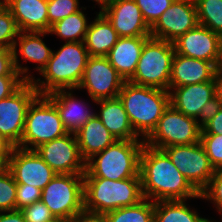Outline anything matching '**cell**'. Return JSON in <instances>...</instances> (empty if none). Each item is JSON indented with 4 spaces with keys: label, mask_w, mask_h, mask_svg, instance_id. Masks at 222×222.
I'll return each instance as SVG.
<instances>
[{
    "label": "cell",
    "mask_w": 222,
    "mask_h": 222,
    "mask_svg": "<svg viewBox=\"0 0 222 222\" xmlns=\"http://www.w3.org/2000/svg\"><path fill=\"white\" fill-rule=\"evenodd\" d=\"M20 211L23 213L25 222H57L49 208L41 200L25 206Z\"/></svg>",
    "instance_id": "37"
},
{
    "label": "cell",
    "mask_w": 222,
    "mask_h": 222,
    "mask_svg": "<svg viewBox=\"0 0 222 222\" xmlns=\"http://www.w3.org/2000/svg\"><path fill=\"white\" fill-rule=\"evenodd\" d=\"M203 145L212 167L222 169V134H201Z\"/></svg>",
    "instance_id": "35"
},
{
    "label": "cell",
    "mask_w": 222,
    "mask_h": 222,
    "mask_svg": "<svg viewBox=\"0 0 222 222\" xmlns=\"http://www.w3.org/2000/svg\"><path fill=\"white\" fill-rule=\"evenodd\" d=\"M144 140H116L86 161L84 178L118 181L140 177V155Z\"/></svg>",
    "instance_id": "4"
},
{
    "label": "cell",
    "mask_w": 222,
    "mask_h": 222,
    "mask_svg": "<svg viewBox=\"0 0 222 222\" xmlns=\"http://www.w3.org/2000/svg\"><path fill=\"white\" fill-rule=\"evenodd\" d=\"M42 190L27 184H17V210L41 200Z\"/></svg>",
    "instance_id": "38"
},
{
    "label": "cell",
    "mask_w": 222,
    "mask_h": 222,
    "mask_svg": "<svg viewBox=\"0 0 222 222\" xmlns=\"http://www.w3.org/2000/svg\"><path fill=\"white\" fill-rule=\"evenodd\" d=\"M26 81L22 76H2L0 77V100L11 96Z\"/></svg>",
    "instance_id": "40"
},
{
    "label": "cell",
    "mask_w": 222,
    "mask_h": 222,
    "mask_svg": "<svg viewBox=\"0 0 222 222\" xmlns=\"http://www.w3.org/2000/svg\"><path fill=\"white\" fill-rule=\"evenodd\" d=\"M200 194L201 199L211 201L222 216V169L215 170L209 184Z\"/></svg>",
    "instance_id": "36"
},
{
    "label": "cell",
    "mask_w": 222,
    "mask_h": 222,
    "mask_svg": "<svg viewBox=\"0 0 222 222\" xmlns=\"http://www.w3.org/2000/svg\"><path fill=\"white\" fill-rule=\"evenodd\" d=\"M194 0H174L150 28L152 38L173 43L198 25Z\"/></svg>",
    "instance_id": "14"
},
{
    "label": "cell",
    "mask_w": 222,
    "mask_h": 222,
    "mask_svg": "<svg viewBox=\"0 0 222 222\" xmlns=\"http://www.w3.org/2000/svg\"><path fill=\"white\" fill-rule=\"evenodd\" d=\"M99 8L119 37L151 36L150 27L134 0H108Z\"/></svg>",
    "instance_id": "17"
},
{
    "label": "cell",
    "mask_w": 222,
    "mask_h": 222,
    "mask_svg": "<svg viewBox=\"0 0 222 222\" xmlns=\"http://www.w3.org/2000/svg\"><path fill=\"white\" fill-rule=\"evenodd\" d=\"M100 105V112L96 116L113 135L116 140H143L132 128L122 101L117 98L95 101Z\"/></svg>",
    "instance_id": "24"
},
{
    "label": "cell",
    "mask_w": 222,
    "mask_h": 222,
    "mask_svg": "<svg viewBox=\"0 0 222 222\" xmlns=\"http://www.w3.org/2000/svg\"><path fill=\"white\" fill-rule=\"evenodd\" d=\"M216 70L217 68L209 61L175 53L169 89L211 81L215 76Z\"/></svg>",
    "instance_id": "22"
},
{
    "label": "cell",
    "mask_w": 222,
    "mask_h": 222,
    "mask_svg": "<svg viewBox=\"0 0 222 222\" xmlns=\"http://www.w3.org/2000/svg\"><path fill=\"white\" fill-rule=\"evenodd\" d=\"M201 131L196 119L169 105L144 144L160 150L174 145H191L200 142Z\"/></svg>",
    "instance_id": "9"
},
{
    "label": "cell",
    "mask_w": 222,
    "mask_h": 222,
    "mask_svg": "<svg viewBox=\"0 0 222 222\" xmlns=\"http://www.w3.org/2000/svg\"><path fill=\"white\" fill-rule=\"evenodd\" d=\"M150 37H119L107 54V59L125 81L134 75L144 43Z\"/></svg>",
    "instance_id": "23"
},
{
    "label": "cell",
    "mask_w": 222,
    "mask_h": 222,
    "mask_svg": "<svg viewBox=\"0 0 222 222\" xmlns=\"http://www.w3.org/2000/svg\"><path fill=\"white\" fill-rule=\"evenodd\" d=\"M88 51L84 42H65L59 50L52 51L51 58L41 71V78L31 82L39 95H46L55 90H77L84 75Z\"/></svg>",
    "instance_id": "2"
},
{
    "label": "cell",
    "mask_w": 222,
    "mask_h": 222,
    "mask_svg": "<svg viewBox=\"0 0 222 222\" xmlns=\"http://www.w3.org/2000/svg\"><path fill=\"white\" fill-rule=\"evenodd\" d=\"M70 222H105L103 215L83 211L75 216Z\"/></svg>",
    "instance_id": "44"
},
{
    "label": "cell",
    "mask_w": 222,
    "mask_h": 222,
    "mask_svg": "<svg viewBox=\"0 0 222 222\" xmlns=\"http://www.w3.org/2000/svg\"><path fill=\"white\" fill-rule=\"evenodd\" d=\"M41 201L57 220L70 222L84 211V174H57L42 190Z\"/></svg>",
    "instance_id": "8"
},
{
    "label": "cell",
    "mask_w": 222,
    "mask_h": 222,
    "mask_svg": "<svg viewBox=\"0 0 222 222\" xmlns=\"http://www.w3.org/2000/svg\"><path fill=\"white\" fill-rule=\"evenodd\" d=\"M75 135L81 156L85 161L116 141L96 115L85 123Z\"/></svg>",
    "instance_id": "25"
},
{
    "label": "cell",
    "mask_w": 222,
    "mask_h": 222,
    "mask_svg": "<svg viewBox=\"0 0 222 222\" xmlns=\"http://www.w3.org/2000/svg\"><path fill=\"white\" fill-rule=\"evenodd\" d=\"M79 0H47L49 30L51 25L65 17L80 11Z\"/></svg>",
    "instance_id": "33"
},
{
    "label": "cell",
    "mask_w": 222,
    "mask_h": 222,
    "mask_svg": "<svg viewBox=\"0 0 222 222\" xmlns=\"http://www.w3.org/2000/svg\"><path fill=\"white\" fill-rule=\"evenodd\" d=\"M140 177L118 181L84 178V211L104 215L143 200Z\"/></svg>",
    "instance_id": "5"
},
{
    "label": "cell",
    "mask_w": 222,
    "mask_h": 222,
    "mask_svg": "<svg viewBox=\"0 0 222 222\" xmlns=\"http://www.w3.org/2000/svg\"><path fill=\"white\" fill-rule=\"evenodd\" d=\"M141 10L143 19L151 28L161 14L171 6L174 0H134Z\"/></svg>",
    "instance_id": "34"
},
{
    "label": "cell",
    "mask_w": 222,
    "mask_h": 222,
    "mask_svg": "<svg viewBox=\"0 0 222 222\" xmlns=\"http://www.w3.org/2000/svg\"><path fill=\"white\" fill-rule=\"evenodd\" d=\"M105 222H154V202L144 198L133 206H126L103 215Z\"/></svg>",
    "instance_id": "29"
},
{
    "label": "cell",
    "mask_w": 222,
    "mask_h": 222,
    "mask_svg": "<svg viewBox=\"0 0 222 222\" xmlns=\"http://www.w3.org/2000/svg\"><path fill=\"white\" fill-rule=\"evenodd\" d=\"M85 9L86 7H83L80 11L51 25L49 34H55L65 42H84L89 25V19L82 11Z\"/></svg>",
    "instance_id": "28"
},
{
    "label": "cell",
    "mask_w": 222,
    "mask_h": 222,
    "mask_svg": "<svg viewBox=\"0 0 222 222\" xmlns=\"http://www.w3.org/2000/svg\"><path fill=\"white\" fill-rule=\"evenodd\" d=\"M198 23L222 37V0H194Z\"/></svg>",
    "instance_id": "30"
},
{
    "label": "cell",
    "mask_w": 222,
    "mask_h": 222,
    "mask_svg": "<svg viewBox=\"0 0 222 222\" xmlns=\"http://www.w3.org/2000/svg\"><path fill=\"white\" fill-rule=\"evenodd\" d=\"M0 222H25V218L20 210L0 211Z\"/></svg>",
    "instance_id": "43"
},
{
    "label": "cell",
    "mask_w": 222,
    "mask_h": 222,
    "mask_svg": "<svg viewBox=\"0 0 222 222\" xmlns=\"http://www.w3.org/2000/svg\"><path fill=\"white\" fill-rule=\"evenodd\" d=\"M218 69L222 71V41H221V59L218 65Z\"/></svg>",
    "instance_id": "49"
},
{
    "label": "cell",
    "mask_w": 222,
    "mask_h": 222,
    "mask_svg": "<svg viewBox=\"0 0 222 222\" xmlns=\"http://www.w3.org/2000/svg\"><path fill=\"white\" fill-rule=\"evenodd\" d=\"M17 183L10 170L0 174V211L17 210Z\"/></svg>",
    "instance_id": "32"
},
{
    "label": "cell",
    "mask_w": 222,
    "mask_h": 222,
    "mask_svg": "<svg viewBox=\"0 0 222 222\" xmlns=\"http://www.w3.org/2000/svg\"><path fill=\"white\" fill-rule=\"evenodd\" d=\"M21 76L14 65L13 49L0 48V77Z\"/></svg>",
    "instance_id": "39"
},
{
    "label": "cell",
    "mask_w": 222,
    "mask_h": 222,
    "mask_svg": "<svg viewBox=\"0 0 222 222\" xmlns=\"http://www.w3.org/2000/svg\"><path fill=\"white\" fill-rule=\"evenodd\" d=\"M93 22L89 23L84 44L89 56H107L119 36L112 23L99 11Z\"/></svg>",
    "instance_id": "26"
},
{
    "label": "cell",
    "mask_w": 222,
    "mask_h": 222,
    "mask_svg": "<svg viewBox=\"0 0 222 222\" xmlns=\"http://www.w3.org/2000/svg\"><path fill=\"white\" fill-rule=\"evenodd\" d=\"M170 105L188 117L198 121L202 107L216 96L214 78L211 81L199 84L169 89Z\"/></svg>",
    "instance_id": "19"
},
{
    "label": "cell",
    "mask_w": 222,
    "mask_h": 222,
    "mask_svg": "<svg viewBox=\"0 0 222 222\" xmlns=\"http://www.w3.org/2000/svg\"><path fill=\"white\" fill-rule=\"evenodd\" d=\"M174 55L173 43L150 37L144 43L134 75L128 81L168 91Z\"/></svg>",
    "instance_id": "6"
},
{
    "label": "cell",
    "mask_w": 222,
    "mask_h": 222,
    "mask_svg": "<svg viewBox=\"0 0 222 222\" xmlns=\"http://www.w3.org/2000/svg\"><path fill=\"white\" fill-rule=\"evenodd\" d=\"M162 150L199 193L207 187L215 169L201 142L191 145H174Z\"/></svg>",
    "instance_id": "11"
},
{
    "label": "cell",
    "mask_w": 222,
    "mask_h": 222,
    "mask_svg": "<svg viewBox=\"0 0 222 222\" xmlns=\"http://www.w3.org/2000/svg\"><path fill=\"white\" fill-rule=\"evenodd\" d=\"M35 151L56 174H84L86 170L74 133L43 143Z\"/></svg>",
    "instance_id": "13"
},
{
    "label": "cell",
    "mask_w": 222,
    "mask_h": 222,
    "mask_svg": "<svg viewBox=\"0 0 222 222\" xmlns=\"http://www.w3.org/2000/svg\"><path fill=\"white\" fill-rule=\"evenodd\" d=\"M67 133L56 106L46 95H38L28 108L18 147L35 150L41 144Z\"/></svg>",
    "instance_id": "7"
},
{
    "label": "cell",
    "mask_w": 222,
    "mask_h": 222,
    "mask_svg": "<svg viewBox=\"0 0 222 222\" xmlns=\"http://www.w3.org/2000/svg\"><path fill=\"white\" fill-rule=\"evenodd\" d=\"M135 133L145 140L170 105L169 91L125 81L118 95Z\"/></svg>",
    "instance_id": "3"
},
{
    "label": "cell",
    "mask_w": 222,
    "mask_h": 222,
    "mask_svg": "<svg viewBox=\"0 0 222 222\" xmlns=\"http://www.w3.org/2000/svg\"><path fill=\"white\" fill-rule=\"evenodd\" d=\"M19 32L11 11L0 1V48L13 49Z\"/></svg>",
    "instance_id": "31"
},
{
    "label": "cell",
    "mask_w": 222,
    "mask_h": 222,
    "mask_svg": "<svg viewBox=\"0 0 222 222\" xmlns=\"http://www.w3.org/2000/svg\"><path fill=\"white\" fill-rule=\"evenodd\" d=\"M222 37L198 24L173 42L175 53L209 61L218 68L221 59Z\"/></svg>",
    "instance_id": "16"
},
{
    "label": "cell",
    "mask_w": 222,
    "mask_h": 222,
    "mask_svg": "<svg viewBox=\"0 0 222 222\" xmlns=\"http://www.w3.org/2000/svg\"><path fill=\"white\" fill-rule=\"evenodd\" d=\"M9 170L17 184H27L43 190L57 175L35 150L13 147Z\"/></svg>",
    "instance_id": "15"
},
{
    "label": "cell",
    "mask_w": 222,
    "mask_h": 222,
    "mask_svg": "<svg viewBox=\"0 0 222 222\" xmlns=\"http://www.w3.org/2000/svg\"><path fill=\"white\" fill-rule=\"evenodd\" d=\"M215 87H216V96L218 97L219 101L222 105V71L217 68L215 76Z\"/></svg>",
    "instance_id": "46"
},
{
    "label": "cell",
    "mask_w": 222,
    "mask_h": 222,
    "mask_svg": "<svg viewBox=\"0 0 222 222\" xmlns=\"http://www.w3.org/2000/svg\"><path fill=\"white\" fill-rule=\"evenodd\" d=\"M11 11L20 32H48L47 0H0Z\"/></svg>",
    "instance_id": "21"
},
{
    "label": "cell",
    "mask_w": 222,
    "mask_h": 222,
    "mask_svg": "<svg viewBox=\"0 0 222 222\" xmlns=\"http://www.w3.org/2000/svg\"><path fill=\"white\" fill-rule=\"evenodd\" d=\"M12 148H0V174L9 170V158Z\"/></svg>",
    "instance_id": "45"
},
{
    "label": "cell",
    "mask_w": 222,
    "mask_h": 222,
    "mask_svg": "<svg viewBox=\"0 0 222 222\" xmlns=\"http://www.w3.org/2000/svg\"><path fill=\"white\" fill-rule=\"evenodd\" d=\"M221 107V102L217 96L206 102L198 116V123L200 126L203 127L209 120H211L219 112Z\"/></svg>",
    "instance_id": "41"
},
{
    "label": "cell",
    "mask_w": 222,
    "mask_h": 222,
    "mask_svg": "<svg viewBox=\"0 0 222 222\" xmlns=\"http://www.w3.org/2000/svg\"><path fill=\"white\" fill-rule=\"evenodd\" d=\"M0 148H13L11 145L7 144L3 138L0 136Z\"/></svg>",
    "instance_id": "47"
},
{
    "label": "cell",
    "mask_w": 222,
    "mask_h": 222,
    "mask_svg": "<svg viewBox=\"0 0 222 222\" xmlns=\"http://www.w3.org/2000/svg\"><path fill=\"white\" fill-rule=\"evenodd\" d=\"M125 80L105 56H89L78 90L86 89L92 102L117 98Z\"/></svg>",
    "instance_id": "12"
},
{
    "label": "cell",
    "mask_w": 222,
    "mask_h": 222,
    "mask_svg": "<svg viewBox=\"0 0 222 222\" xmlns=\"http://www.w3.org/2000/svg\"><path fill=\"white\" fill-rule=\"evenodd\" d=\"M185 201L154 202V222H216L200 216V213L190 208Z\"/></svg>",
    "instance_id": "27"
},
{
    "label": "cell",
    "mask_w": 222,
    "mask_h": 222,
    "mask_svg": "<svg viewBox=\"0 0 222 222\" xmlns=\"http://www.w3.org/2000/svg\"><path fill=\"white\" fill-rule=\"evenodd\" d=\"M38 95L32 82H25L11 96L0 100V136L12 147L20 145L28 108Z\"/></svg>",
    "instance_id": "10"
},
{
    "label": "cell",
    "mask_w": 222,
    "mask_h": 222,
    "mask_svg": "<svg viewBox=\"0 0 222 222\" xmlns=\"http://www.w3.org/2000/svg\"><path fill=\"white\" fill-rule=\"evenodd\" d=\"M91 1H94L96 2V4H98V6L100 5V7L105 4L108 0H91Z\"/></svg>",
    "instance_id": "48"
},
{
    "label": "cell",
    "mask_w": 222,
    "mask_h": 222,
    "mask_svg": "<svg viewBox=\"0 0 222 222\" xmlns=\"http://www.w3.org/2000/svg\"><path fill=\"white\" fill-rule=\"evenodd\" d=\"M139 175L143 197L153 202L202 198L163 150L146 144L140 155Z\"/></svg>",
    "instance_id": "1"
},
{
    "label": "cell",
    "mask_w": 222,
    "mask_h": 222,
    "mask_svg": "<svg viewBox=\"0 0 222 222\" xmlns=\"http://www.w3.org/2000/svg\"><path fill=\"white\" fill-rule=\"evenodd\" d=\"M201 134H222V107L203 127Z\"/></svg>",
    "instance_id": "42"
},
{
    "label": "cell",
    "mask_w": 222,
    "mask_h": 222,
    "mask_svg": "<svg viewBox=\"0 0 222 222\" xmlns=\"http://www.w3.org/2000/svg\"><path fill=\"white\" fill-rule=\"evenodd\" d=\"M49 35V32H19L18 37L13 47L14 53V65L16 71L22 76L26 82H31L35 77L28 73L29 69L23 67L18 59V53L23 58V62H33L38 64L35 68L39 74L47 65V62L51 58L52 49L47 47L41 37ZM18 48V49H17Z\"/></svg>",
    "instance_id": "18"
},
{
    "label": "cell",
    "mask_w": 222,
    "mask_h": 222,
    "mask_svg": "<svg viewBox=\"0 0 222 222\" xmlns=\"http://www.w3.org/2000/svg\"><path fill=\"white\" fill-rule=\"evenodd\" d=\"M73 90H55L46 96L56 106L65 130L68 133L76 134L96 113L89 109L88 103L77 99Z\"/></svg>",
    "instance_id": "20"
}]
</instances>
